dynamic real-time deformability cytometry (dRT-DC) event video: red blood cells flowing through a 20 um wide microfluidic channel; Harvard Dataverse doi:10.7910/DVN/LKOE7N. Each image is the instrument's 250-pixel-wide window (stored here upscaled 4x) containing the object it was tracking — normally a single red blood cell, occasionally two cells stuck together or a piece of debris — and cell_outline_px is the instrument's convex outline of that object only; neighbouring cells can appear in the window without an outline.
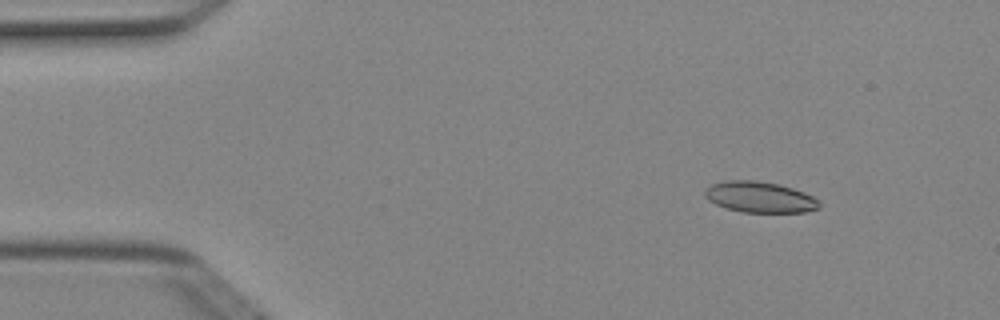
{"species": "Egyptian fruit bat (a non-hibernating species)", "species_latin": "Rousettus aegyptiacus", "temperature_condition": "cold", "stored_images_in_passage": 4, "camera_frame_rate_fps": 3000, "um_per_image_px": 0.085, "animal": {"sex": "female"}, "frame": {"image": 1, "passage_image": 2, "time_ms": 0.333, "image_size_px": [1000, 320], "cell_outline_px": [[820, 208], [804, 212], [744, 212], [728, 208], [716, 204], [708, 200], [704, 196], [704, 188], [712, 184], [724, 180], [756, 180], [780, 184], [804, 192], [820, 200]], "centroid_in_image_um": [64.58, 16.74], "position_along_channel_um": 20.4, "area_um2": 20.75}}